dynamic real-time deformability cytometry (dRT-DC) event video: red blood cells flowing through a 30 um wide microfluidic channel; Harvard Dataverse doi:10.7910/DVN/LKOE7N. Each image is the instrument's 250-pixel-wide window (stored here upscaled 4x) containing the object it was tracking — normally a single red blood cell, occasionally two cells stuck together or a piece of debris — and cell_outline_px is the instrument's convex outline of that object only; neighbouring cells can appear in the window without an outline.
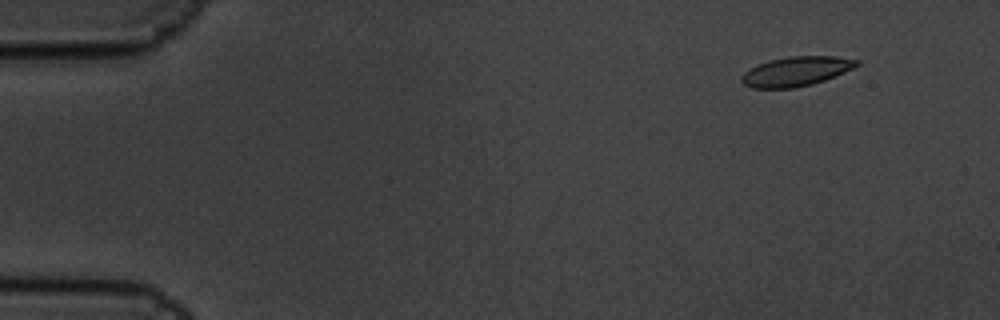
{"species": "common noctule bat (a hibernating species)", "species_latin": "Nyctalus noctula", "temperature_condition": "cold", "stored_images_in_passage": 4, "camera_frame_rate_fps": 3000, "um_per_image_px": 0.085, "animal": {"sex": "male", "body_mass_g": 19.5, "forearm_length_mm": 54.6}, "frame": {"image": 1, "passage_image": 2, "time_ms": 0.333, "image_size_px": [1000, 320], "cell_outline_px": [[860, 64], [844, 72], [824, 80], [812, 84], [796, 88], [752, 88], [744, 84], [740, 80], [740, 76], [744, 72], [768, 60], [788, 56], [836, 56], [860, 60]], "centroid_in_image_um": [67.67, 6.06], "position_along_channel_um": 17.3, "area_um2": 19.77}}